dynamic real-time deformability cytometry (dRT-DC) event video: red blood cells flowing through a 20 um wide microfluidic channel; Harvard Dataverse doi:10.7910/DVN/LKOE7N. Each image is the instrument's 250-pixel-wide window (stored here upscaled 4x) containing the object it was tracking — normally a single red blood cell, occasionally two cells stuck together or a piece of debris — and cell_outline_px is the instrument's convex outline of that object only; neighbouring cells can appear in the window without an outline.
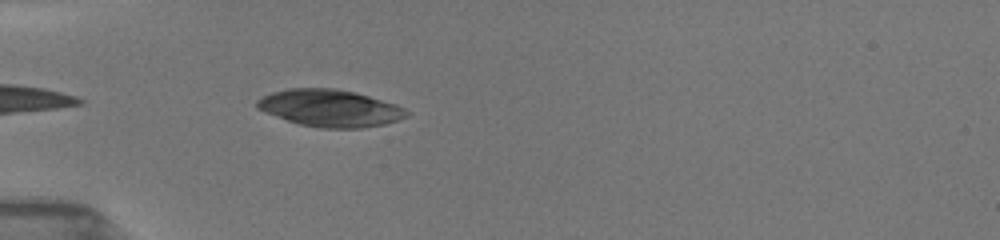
{"species": "common noctule bat (a hibernating species)", "species_latin": "Nyctalus noctula", "temperature_condition": "room temperature", "stored_images_in_passage": 11, "camera_frame_rate_fps": 3000, "um_per_image_px": 0.085, "animal": {"sex": "female", "body_mass_g": 19.5, "forearm_length_mm": 54.1}, "frame": {"image": 1, "passage_image": 7, "time_ms": 1.0, "image_size_px": [1000, 240], "cell_outline_px": [[408, 116], [384, 124], [360, 128], [320, 128], [300, 124], [264, 112], [256, 108], [256, 100], [272, 92], [288, 88], [336, 88], [356, 92], [396, 104], [404, 108], [408, 112]], "centroid_in_image_um": [28.04, 9.18], "position_along_channel_um": 57.0, "area_um2": 32.25}}